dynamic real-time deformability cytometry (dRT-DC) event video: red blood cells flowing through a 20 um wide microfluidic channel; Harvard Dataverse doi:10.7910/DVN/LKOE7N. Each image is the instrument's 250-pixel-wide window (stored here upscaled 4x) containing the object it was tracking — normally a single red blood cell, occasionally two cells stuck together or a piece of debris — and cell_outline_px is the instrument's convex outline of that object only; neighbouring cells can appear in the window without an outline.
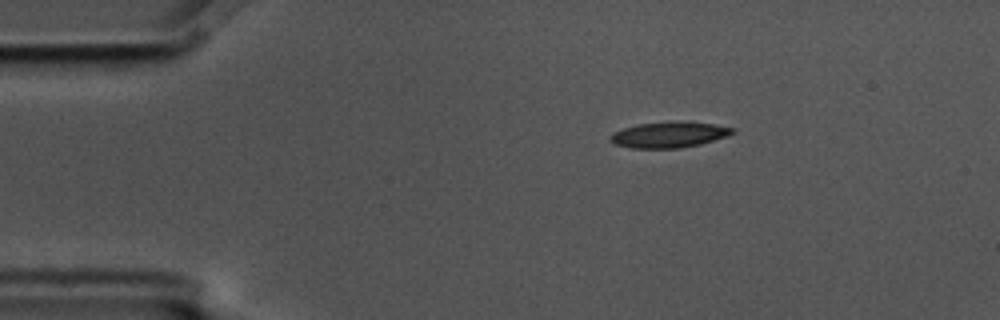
{"species": "common noctule bat (a hibernating species)", "species_latin": "Nyctalus noctula", "temperature_condition": "cold", "stored_images_in_passage": 4, "camera_frame_rate_fps": 3000, "um_per_image_px": 0.085, "animal": {"sex": "male", "body_mass_g": 17.5, "forearm_length_mm": 52.3}, "frame": {"image": 1, "passage_image": 1, "time_ms": 0.0, "image_size_px": [1000, 320], "cell_outline_px": [[736, 132], [728, 136], [700, 144], [680, 148], [632, 148], [612, 144], [608, 136], [612, 132], [636, 124], [716, 124], [736, 128]], "centroid_in_image_um": [56.83, 11.5], "position_along_channel_um": 28.2, "area_um2": 17.69}}
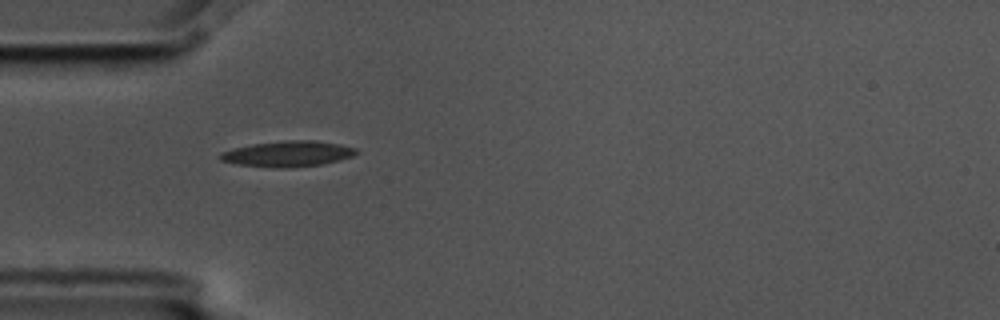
{"frame": {"image": 2, "passage_image": 3, "time_ms": 0.667, "image_size_px": [1000, 320], "cell_outline_px": [[360, 152], [352, 156], [320, 164], [288, 168], [284, 168], [240, 164], [220, 160], [220, 152], [232, 148], [252, 144], [288, 140], [316, 140], [340, 144], [356, 148]], "centroid_in_image_um": [24.48, 13.05], "position_along_channel_um": 60.5, "area_um2": 20.11}}